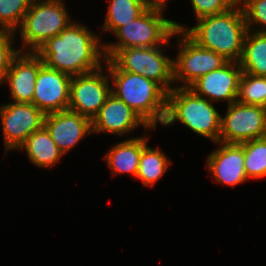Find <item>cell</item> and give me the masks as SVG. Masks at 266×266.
<instances>
[{"label": "cell", "mask_w": 266, "mask_h": 266, "mask_svg": "<svg viewBox=\"0 0 266 266\" xmlns=\"http://www.w3.org/2000/svg\"><path fill=\"white\" fill-rule=\"evenodd\" d=\"M98 36L75 20L34 53L45 66L71 77L91 73L100 69L101 61L106 60L104 43Z\"/></svg>", "instance_id": "6da1fadb"}, {"label": "cell", "mask_w": 266, "mask_h": 266, "mask_svg": "<svg viewBox=\"0 0 266 266\" xmlns=\"http://www.w3.org/2000/svg\"><path fill=\"white\" fill-rule=\"evenodd\" d=\"M196 25L187 29L174 21L177 31H183L199 47L223 55L229 61L239 62L247 25L243 9L235 4L226 12L201 17Z\"/></svg>", "instance_id": "7a4b0ae2"}, {"label": "cell", "mask_w": 266, "mask_h": 266, "mask_svg": "<svg viewBox=\"0 0 266 266\" xmlns=\"http://www.w3.org/2000/svg\"><path fill=\"white\" fill-rule=\"evenodd\" d=\"M104 62L113 82L111 93L134 110L150 128L156 129L159 123L162 125L166 115L168 92L154 80L121 71L110 59Z\"/></svg>", "instance_id": "3957f363"}, {"label": "cell", "mask_w": 266, "mask_h": 266, "mask_svg": "<svg viewBox=\"0 0 266 266\" xmlns=\"http://www.w3.org/2000/svg\"><path fill=\"white\" fill-rule=\"evenodd\" d=\"M179 121L196 134L219 142L221 115L214 102L196 95L189 88L175 87L167 93L166 115L162 126Z\"/></svg>", "instance_id": "277c9868"}, {"label": "cell", "mask_w": 266, "mask_h": 266, "mask_svg": "<svg viewBox=\"0 0 266 266\" xmlns=\"http://www.w3.org/2000/svg\"><path fill=\"white\" fill-rule=\"evenodd\" d=\"M164 16V8L150 6L141 16L121 26L113 35L118 41L104 43V54L110 59L119 49L163 45L176 31L174 21Z\"/></svg>", "instance_id": "5b68a950"}, {"label": "cell", "mask_w": 266, "mask_h": 266, "mask_svg": "<svg viewBox=\"0 0 266 266\" xmlns=\"http://www.w3.org/2000/svg\"><path fill=\"white\" fill-rule=\"evenodd\" d=\"M72 22L63 0H34L18 30L22 40L19 51L35 52Z\"/></svg>", "instance_id": "8992f818"}, {"label": "cell", "mask_w": 266, "mask_h": 266, "mask_svg": "<svg viewBox=\"0 0 266 266\" xmlns=\"http://www.w3.org/2000/svg\"><path fill=\"white\" fill-rule=\"evenodd\" d=\"M170 38L161 46L119 49L110 60L121 70L142 75L160 84L167 92L175 88L173 59L163 51ZM163 48V49H162Z\"/></svg>", "instance_id": "52a82bcc"}, {"label": "cell", "mask_w": 266, "mask_h": 266, "mask_svg": "<svg viewBox=\"0 0 266 266\" xmlns=\"http://www.w3.org/2000/svg\"><path fill=\"white\" fill-rule=\"evenodd\" d=\"M173 36L177 37L179 44L177 56L173 59V80L174 84L177 83L175 87L189 88L201 76L229 61L221 54L199 47L183 31L176 30Z\"/></svg>", "instance_id": "ba28073f"}, {"label": "cell", "mask_w": 266, "mask_h": 266, "mask_svg": "<svg viewBox=\"0 0 266 266\" xmlns=\"http://www.w3.org/2000/svg\"><path fill=\"white\" fill-rule=\"evenodd\" d=\"M266 136V108L235 101L221 116L219 142L241 144Z\"/></svg>", "instance_id": "9c48e42d"}, {"label": "cell", "mask_w": 266, "mask_h": 266, "mask_svg": "<svg viewBox=\"0 0 266 266\" xmlns=\"http://www.w3.org/2000/svg\"><path fill=\"white\" fill-rule=\"evenodd\" d=\"M45 114L32 103L13 102L0 105V121L5 152L15 150L44 125Z\"/></svg>", "instance_id": "30bf717a"}, {"label": "cell", "mask_w": 266, "mask_h": 266, "mask_svg": "<svg viewBox=\"0 0 266 266\" xmlns=\"http://www.w3.org/2000/svg\"><path fill=\"white\" fill-rule=\"evenodd\" d=\"M103 68L72 77L68 110L92 121L111 93L109 73L105 75Z\"/></svg>", "instance_id": "8fae6325"}, {"label": "cell", "mask_w": 266, "mask_h": 266, "mask_svg": "<svg viewBox=\"0 0 266 266\" xmlns=\"http://www.w3.org/2000/svg\"><path fill=\"white\" fill-rule=\"evenodd\" d=\"M72 77L43 65L37 74L32 104L44 114L68 110Z\"/></svg>", "instance_id": "7c38bea8"}, {"label": "cell", "mask_w": 266, "mask_h": 266, "mask_svg": "<svg viewBox=\"0 0 266 266\" xmlns=\"http://www.w3.org/2000/svg\"><path fill=\"white\" fill-rule=\"evenodd\" d=\"M239 62L228 61L224 66L201 76L189 89L211 102L237 101L239 81L242 75Z\"/></svg>", "instance_id": "4fadbf2b"}, {"label": "cell", "mask_w": 266, "mask_h": 266, "mask_svg": "<svg viewBox=\"0 0 266 266\" xmlns=\"http://www.w3.org/2000/svg\"><path fill=\"white\" fill-rule=\"evenodd\" d=\"M92 133H105L123 136L139 126L147 130L150 128L142 118L126 103L110 93L97 115L92 119Z\"/></svg>", "instance_id": "5bb4252c"}, {"label": "cell", "mask_w": 266, "mask_h": 266, "mask_svg": "<svg viewBox=\"0 0 266 266\" xmlns=\"http://www.w3.org/2000/svg\"><path fill=\"white\" fill-rule=\"evenodd\" d=\"M44 126L63 155L93 134L91 120L70 110L45 114Z\"/></svg>", "instance_id": "9a60e30c"}, {"label": "cell", "mask_w": 266, "mask_h": 266, "mask_svg": "<svg viewBox=\"0 0 266 266\" xmlns=\"http://www.w3.org/2000/svg\"><path fill=\"white\" fill-rule=\"evenodd\" d=\"M217 149L207 156L206 167L214 181L230 187L248 180L244 167V143L217 142Z\"/></svg>", "instance_id": "2e32d148"}, {"label": "cell", "mask_w": 266, "mask_h": 266, "mask_svg": "<svg viewBox=\"0 0 266 266\" xmlns=\"http://www.w3.org/2000/svg\"><path fill=\"white\" fill-rule=\"evenodd\" d=\"M43 65L34 52H20L12 60L1 84L8 83L13 102L32 103L36 77Z\"/></svg>", "instance_id": "e0dca14e"}, {"label": "cell", "mask_w": 266, "mask_h": 266, "mask_svg": "<svg viewBox=\"0 0 266 266\" xmlns=\"http://www.w3.org/2000/svg\"><path fill=\"white\" fill-rule=\"evenodd\" d=\"M146 133L140 137H133L116 143L104 156L112 176L119 174L137 175L142 149L147 145Z\"/></svg>", "instance_id": "ac0fdd59"}, {"label": "cell", "mask_w": 266, "mask_h": 266, "mask_svg": "<svg viewBox=\"0 0 266 266\" xmlns=\"http://www.w3.org/2000/svg\"><path fill=\"white\" fill-rule=\"evenodd\" d=\"M18 149L24 150L30 162L38 168H50L63 156L44 125L33 132Z\"/></svg>", "instance_id": "d6986e66"}, {"label": "cell", "mask_w": 266, "mask_h": 266, "mask_svg": "<svg viewBox=\"0 0 266 266\" xmlns=\"http://www.w3.org/2000/svg\"><path fill=\"white\" fill-rule=\"evenodd\" d=\"M239 64L244 73L266 77V33L247 30Z\"/></svg>", "instance_id": "ffe728a7"}, {"label": "cell", "mask_w": 266, "mask_h": 266, "mask_svg": "<svg viewBox=\"0 0 266 266\" xmlns=\"http://www.w3.org/2000/svg\"><path fill=\"white\" fill-rule=\"evenodd\" d=\"M103 32L115 33L121 26L141 16L149 7V0H108Z\"/></svg>", "instance_id": "44dd1931"}, {"label": "cell", "mask_w": 266, "mask_h": 266, "mask_svg": "<svg viewBox=\"0 0 266 266\" xmlns=\"http://www.w3.org/2000/svg\"><path fill=\"white\" fill-rule=\"evenodd\" d=\"M170 164L159 147L153 149L147 144L142 149L136 179L141 180L143 186L152 187L167 172Z\"/></svg>", "instance_id": "7402d4cb"}, {"label": "cell", "mask_w": 266, "mask_h": 266, "mask_svg": "<svg viewBox=\"0 0 266 266\" xmlns=\"http://www.w3.org/2000/svg\"><path fill=\"white\" fill-rule=\"evenodd\" d=\"M244 167L248 179L266 177V136L244 142Z\"/></svg>", "instance_id": "603a6c76"}, {"label": "cell", "mask_w": 266, "mask_h": 266, "mask_svg": "<svg viewBox=\"0 0 266 266\" xmlns=\"http://www.w3.org/2000/svg\"><path fill=\"white\" fill-rule=\"evenodd\" d=\"M237 101L266 108V77L242 72Z\"/></svg>", "instance_id": "cb8c5ba5"}, {"label": "cell", "mask_w": 266, "mask_h": 266, "mask_svg": "<svg viewBox=\"0 0 266 266\" xmlns=\"http://www.w3.org/2000/svg\"><path fill=\"white\" fill-rule=\"evenodd\" d=\"M34 0H0V30L17 33Z\"/></svg>", "instance_id": "d4e9b609"}, {"label": "cell", "mask_w": 266, "mask_h": 266, "mask_svg": "<svg viewBox=\"0 0 266 266\" xmlns=\"http://www.w3.org/2000/svg\"><path fill=\"white\" fill-rule=\"evenodd\" d=\"M240 5L244 12L247 30L266 33V0H243Z\"/></svg>", "instance_id": "484cf974"}, {"label": "cell", "mask_w": 266, "mask_h": 266, "mask_svg": "<svg viewBox=\"0 0 266 266\" xmlns=\"http://www.w3.org/2000/svg\"><path fill=\"white\" fill-rule=\"evenodd\" d=\"M15 36V33L0 30V85L12 60L20 53L19 49L12 46Z\"/></svg>", "instance_id": "4316f807"}, {"label": "cell", "mask_w": 266, "mask_h": 266, "mask_svg": "<svg viewBox=\"0 0 266 266\" xmlns=\"http://www.w3.org/2000/svg\"><path fill=\"white\" fill-rule=\"evenodd\" d=\"M196 20L226 12L232 8L235 3L232 0H190Z\"/></svg>", "instance_id": "83f0119b"}, {"label": "cell", "mask_w": 266, "mask_h": 266, "mask_svg": "<svg viewBox=\"0 0 266 266\" xmlns=\"http://www.w3.org/2000/svg\"><path fill=\"white\" fill-rule=\"evenodd\" d=\"M169 0H149L150 6L159 7V8H166V3Z\"/></svg>", "instance_id": "f1b7e54d"}, {"label": "cell", "mask_w": 266, "mask_h": 266, "mask_svg": "<svg viewBox=\"0 0 266 266\" xmlns=\"http://www.w3.org/2000/svg\"><path fill=\"white\" fill-rule=\"evenodd\" d=\"M235 4H241L243 0H232Z\"/></svg>", "instance_id": "f546056e"}]
</instances>
